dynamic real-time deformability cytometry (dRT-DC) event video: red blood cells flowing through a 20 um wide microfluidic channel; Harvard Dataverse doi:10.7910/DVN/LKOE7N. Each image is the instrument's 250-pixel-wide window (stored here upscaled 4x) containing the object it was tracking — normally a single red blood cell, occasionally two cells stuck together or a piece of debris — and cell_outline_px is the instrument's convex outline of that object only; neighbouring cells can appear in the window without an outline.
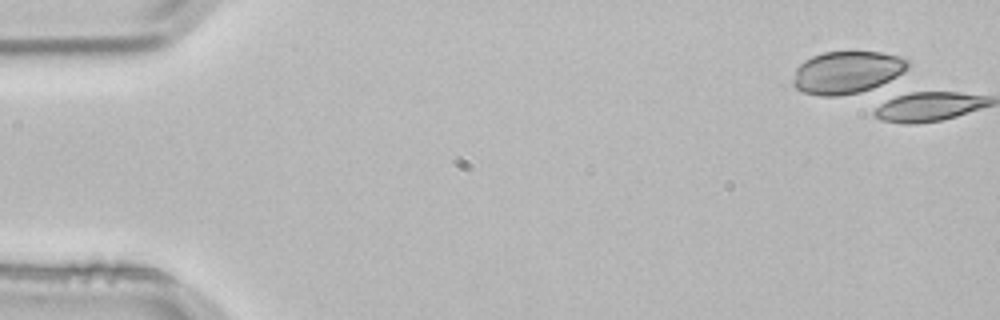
{"species": "common noctule bat (a hibernating species)", "species_latin": "Nyctalus noctula", "temperature_condition": "room temperature", "stored_images_in_passage": 4, "camera_frame_rate_fps": 3000, "um_per_image_px": 0.085, "animal": {"sex": "male", "body_mass_g": 21.5, "forearm_length_mm": 52.0}, "frame": {"image": 1, "passage_image": 1, "time_ms": 0.0, "image_size_px": [1000, 320], "cell_outline_px": [[908, 68], [904, 72], [872, 88], [860, 92], [840, 96], [820, 96], [804, 92], [796, 88], [792, 84], [792, 80], [796, 68], [804, 60], [812, 56], [824, 52], [880, 52], [896, 56], [908, 60]], "centroid_in_image_um": [71.93, 6.15], "position_along_channel_um": 13.1, "area_um2": 28.15}}